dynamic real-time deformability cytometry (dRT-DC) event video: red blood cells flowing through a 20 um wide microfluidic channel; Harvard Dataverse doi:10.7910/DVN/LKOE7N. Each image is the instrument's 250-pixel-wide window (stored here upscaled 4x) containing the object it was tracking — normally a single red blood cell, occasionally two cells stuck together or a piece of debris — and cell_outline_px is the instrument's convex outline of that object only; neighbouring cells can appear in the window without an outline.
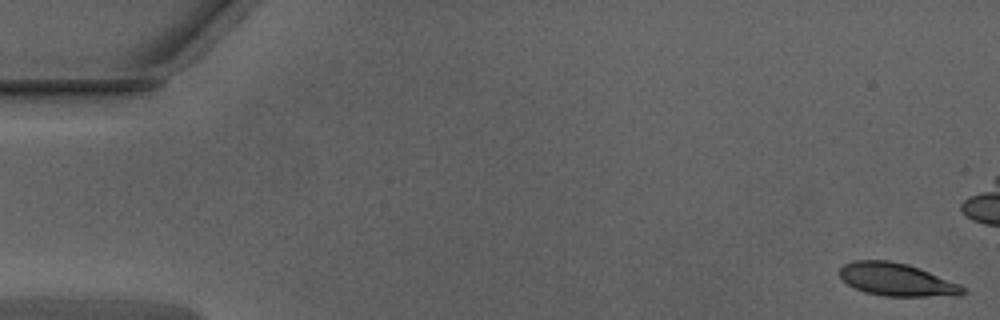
{"species": "Egyptian fruit bat (a non-hibernating species)", "species_latin": "Rousettus aegyptiacus", "temperature_condition": "warm", "stored_images_in_passage": 43, "camera_frame_rate_fps": 3000, "um_per_image_px": 0.085, "animal": {"sex": "male"}, "frame": {"image": 1, "passage_image": 1, "time_ms": 0.0, "image_size_px": [1000, 320], "cell_outline_px": [[964, 292], [960, 296], [884, 296], [864, 292], [848, 284], [840, 276], [840, 268], [844, 264], [852, 260], [888, 260], [908, 264], [960, 284], [964, 288]], "centroid_in_image_um": [76.21, 23.76], "position_along_channel_um": 8.8, "area_um2": 23.47}}
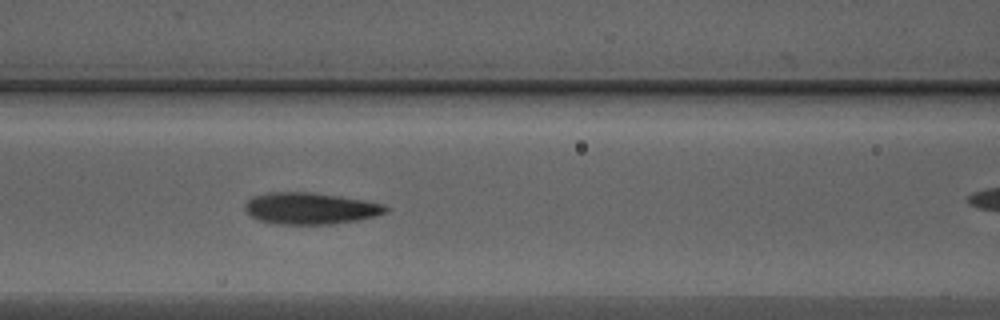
{"frame": {"image": 2, "passage_image": 22, "time_ms": 7.0, "image_size_px": [1000, 320], "cell_outline_px": [[388, 212], [376, 216], [356, 220], [332, 224], [280, 224], [260, 220], [252, 216], [244, 208], [244, 204], [252, 196], [268, 192], [308, 192], [340, 196], [364, 200], [384, 204], [388, 208]], "centroid_in_image_um": [26.39, 17.7], "position_along_channel_um": 140.2, "area_um2": 25.84}}
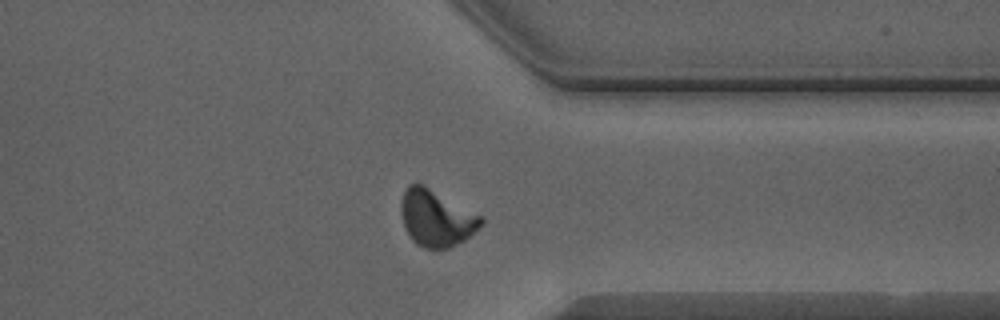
{"frame": {"image": 3, "passage_image": 40, "time_ms": 13.0, "image_size_px": [1000, 320], "cell_outline_px": [[484, 224], [464, 240], [448, 248], [424, 248], [416, 244], [408, 236], [404, 228], [404, 192], [408, 184], [420, 184], [484, 216]], "centroid_in_image_um": [37.15, 18.58], "position_along_channel_um": 374.2, "area_um2": 25.66}}